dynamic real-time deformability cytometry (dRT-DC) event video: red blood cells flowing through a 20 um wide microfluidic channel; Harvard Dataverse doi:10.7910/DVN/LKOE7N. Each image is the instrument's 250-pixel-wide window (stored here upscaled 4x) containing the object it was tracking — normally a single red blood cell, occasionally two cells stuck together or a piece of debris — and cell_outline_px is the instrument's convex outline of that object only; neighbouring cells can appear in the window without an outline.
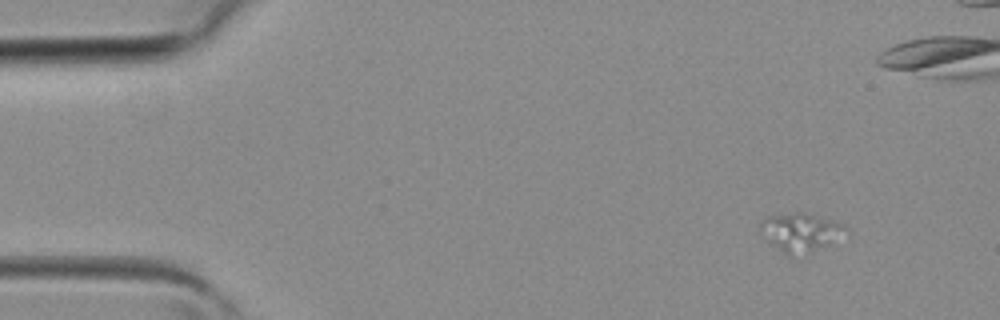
{"species": "common noctule bat (a hibernating species)", "species_latin": "Nyctalus noctula", "temperature_condition": "room temperature", "stored_images_in_passage": 3, "camera_frame_rate_fps": 3000, "um_per_image_px": 0.085, "animal": {"sex": "female", "body_mass_g": 19.3, "forearm_length_mm": 54.1}, "frame": {"image": 1, "passage_image": 1, "time_ms": 0.0, "image_size_px": [1000, 320], "cell_outline_px": [[844, 228], [828, 244], [808, 252], [792, 256], [788, 256], [772, 244], [760, 228], [760, 224], [768, 216], [796, 212], [804, 212], [832, 220], [844, 224]], "centroid_in_image_um": [67.98, 19.71], "position_along_channel_um": 17.0, "area_um2": 18.03}}